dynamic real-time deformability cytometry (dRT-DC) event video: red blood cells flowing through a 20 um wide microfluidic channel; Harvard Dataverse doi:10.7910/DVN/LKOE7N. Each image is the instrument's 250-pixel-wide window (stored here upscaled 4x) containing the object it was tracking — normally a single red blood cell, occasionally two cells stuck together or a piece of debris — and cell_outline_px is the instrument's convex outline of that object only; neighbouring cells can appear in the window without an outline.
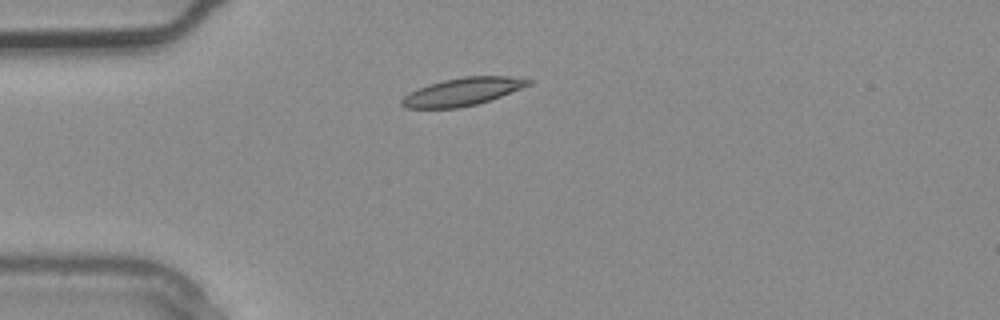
{"species": "common noctule bat (a hibernating species)", "species_latin": "Nyctalus noctula", "temperature_condition": "warm", "stored_images_in_passage": 1, "camera_frame_rate_fps": 3000, "um_per_image_px": 0.085, "animal": {"sex": "male", "body_mass_g": 20.4}, "frame": {"image": 1, "passage_image": 1, "time_ms": 0.0, "image_size_px": [1000, 320], "cell_outline_px": [[532, 84], [500, 96], [476, 104], [460, 108], [408, 108], [400, 104], [400, 100], [404, 96], [420, 88], [444, 80], [464, 76], [508, 76], [532, 80]], "centroid_in_image_um": [39.33, 7.8], "position_along_channel_um": 45.7, "area_um2": 20.11}}